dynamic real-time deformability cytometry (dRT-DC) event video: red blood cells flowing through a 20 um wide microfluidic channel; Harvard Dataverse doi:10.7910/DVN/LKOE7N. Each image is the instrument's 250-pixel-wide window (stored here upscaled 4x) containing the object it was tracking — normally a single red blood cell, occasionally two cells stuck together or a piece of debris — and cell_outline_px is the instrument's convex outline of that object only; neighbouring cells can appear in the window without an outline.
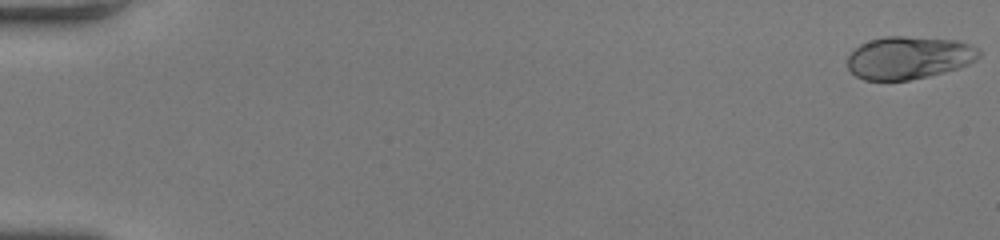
{"species": "human", "species_latin": "Homo sapiens", "temperature_condition": "room temperature", "stored_images_in_passage": 60, "camera_frame_rate_fps": 3000, "um_per_image_px": 0.085, "donor": {"sex": "female"}, "frame": {"image": 1, "passage_image": 1, "time_ms": 0.0, "image_size_px": [1000, 240], "cell_outline_px": [[980, 56], [976, 60], [968, 64], [956, 68], [928, 76], [908, 80], [864, 80], [856, 76], [848, 68], [848, 56], [860, 44], [884, 36], [904, 36], [960, 40], [972, 44], [980, 48]], "centroid_in_image_um": [77.29, 4.89], "position_along_channel_um": 7.7, "area_um2": 32.77}}
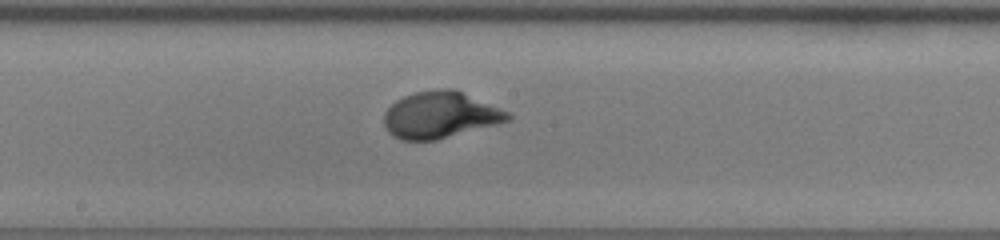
{"frame": {"image": 2, "passage_image": 34, "time_ms": 11.0, "image_size_px": [1000, 240], "cell_outline_px": [[512, 120], [436, 140], [400, 140], [392, 136], [388, 132], [384, 124], [384, 112], [396, 100], [404, 96], [416, 92], [440, 88], [452, 88], [512, 112]], "centroid_in_image_um": [37.44, 9.77], "position_along_channel_um": 210.8, "area_um2": 33.76}}
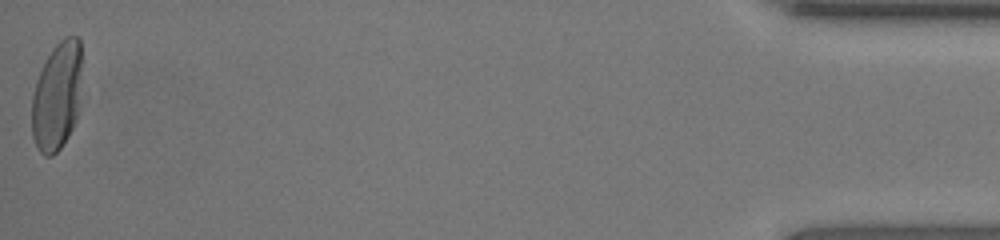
{"frame": {"image": 3, "passage_image": 60, "time_ms": 19.667, "image_size_px": [1000, 240], "cell_outline_px": [[80, 108], [76, 120], [68, 136], [60, 148], [52, 156], [44, 156], [40, 152], [32, 136], [32, 96], [36, 80], [52, 48], [64, 36], [76, 36], [80, 40]], "centroid_in_image_um": [4.84, 8.19], "position_along_channel_um": 430.4, "area_um2": 31.67}, "authors_computed_cell_mechanics": {"area_um2": 32.3102, "velocity_mm_per_s": 3.5427, "shape_relaxation_time_tau1_ms": 3.4336, "shape_relaxation_time_tau2_ms": null, "deformation_change_tau1": 0.1985, "deformation_change_tau2": null}}